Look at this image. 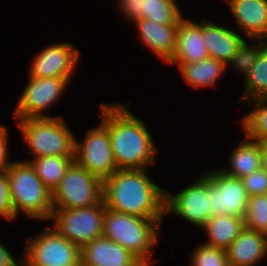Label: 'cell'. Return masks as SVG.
<instances>
[{
  "instance_id": "obj_1",
  "label": "cell",
  "mask_w": 267,
  "mask_h": 266,
  "mask_svg": "<svg viewBox=\"0 0 267 266\" xmlns=\"http://www.w3.org/2000/svg\"><path fill=\"white\" fill-rule=\"evenodd\" d=\"M101 123L107 128L118 169H145L155 164L157 149L145 122L126 105L102 104Z\"/></svg>"
},
{
  "instance_id": "obj_2",
  "label": "cell",
  "mask_w": 267,
  "mask_h": 266,
  "mask_svg": "<svg viewBox=\"0 0 267 266\" xmlns=\"http://www.w3.org/2000/svg\"><path fill=\"white\" fill-rule=\"evenodd\" d=\"M166 190L154 184L146 169H117L103 181L106 208L147 219H163Z\"/></svg>"
},
{
  "instance_id": "obj_3",
  "label": "cell",
  "mask_w": 267,
  "mask_h": 266,
  "mask_svg": "<svg viewBox=\"0 0 267 266\" xmlns=\"http://www.w3.org/2000/svg\"><path fill=\"white\" fill-rule=\"evenodd\" d=\"M163 219H147L136 215L120 213L105 208L103 215V236L115 241L129 250L145 266H152L156 261L149 262L151 248L160 233Z\"/></svg>"
},
{
  "instance_id": "obj_4",
  "label": "cell",
  "mask_w": 267,
  "mask_h": 266,
  "mask_svg": "<svg viewBox=\"0 0 267 266\" xmlns=\"http://www.w3.org/2000/svg\"><path fill=\"white\" fill-rule=\"evenodd\" d=\"M14 210H20L29 218L51 219L52 192L36 175L29 162H11L6 169Z\"/></svg>"
},
{
  "instance_id": "obj_5",
  "label": "cell",
  "mask_w": 267,
  "mask_h": 266,
  "mask_svg": "<svg viewBox=\"0 0 267 266\" xmlns=\"http://www.w3.org/2000/svg\"><path fill=\"white\" fill-rule=\"evenodd\" d=\"M18 121L23 138L36 157H75L76 138L61 117L26 118Z\"/></svg>"
},
{
  "instance_id": "obj_6",
  "label": "cell",
  "mask_w": 267,
  "mask_h": 266,
  "mask_svg": "<svg viewBox=\"0 0 267 266\" xmlns=\"http://www.w3.org/2000/svg\"><path fill=\"white\" fill-rule=\"evenodd\" d=\"M102 200L103 181L75 161L71 163L59 185L52 191L53 210L94 206Z\"/></svg>"
},
{
  "instance_id": "obj_7",
  "label": "cell",
  "mask_w": 267,
  "mask_h": 266,
  "mask_svg": "<svg viewBox=\"0 0 267 266\" xmlns=\"http://www.w3.org/2000/svg\"><path fill=\"white\" fill-rule=\"evenodd\" d=\"M26 241L21 266H81V248L53 228L46 227Z\"/></svg>"
},
{
  "instance_id": "obj_8",
  "label": "cell",
  "mask_w": 267,
  "mask_h": 266,
  "mask_svg": "<svg viewBox=\"0 0 267 266\" xmlns=\"http://www.w3.org/2000/svg\"><path fill=\"white\" fill-rule=\"evenodd\" d=\"M105 203L89 207L53 210V227L60 235L82 248L97 237L103 236V215ZM56 211V212H55Z\"/></svg>"
},
{
  "instance_id": "obj_9",
  "label": "cell",
  "mask_w": 267,
  "mask_h": 266,
  "mask_svg": "<svg viewBox=\"0 0 267 266\" xmlns=\"http://www.w3.org/2000/svg\"><path fill=\"white\" fill-rule=\"evenodd\" d=\"M99 125L87 131L82 143L75 141L74 161L104 181L118 168L115 164L109 132L102 123Z\"/></svg>"
},
{
  "instance_id": "obj_10",
  "label": "cell",
  "mask_w": 267,
  "mask_h": 266,
  "mask_svg": "<svg viewBox=\"0 0 267 266\" xmlns=\"http://www.w3.org/2000/svg\"><path fill=\"white\" fill-rule=\"evenodd\" d=\"M165 212H173L201 228L212 216L209 180L202 175L175 195L166 190Z\"/></svg>"
},
{
  "instance_id": "obj_11",
  "label": "cell",
  "mask_w": 267,
  "mask_h": 266,
  "mask_svg": "<svg viewBox=\"0 0 267 266\" xmlns=\"http://www.w3.org/2000/svg\"><path fill=\"white\" fill-rule=\"evenodd\" d=\"M209 180L211 210L214 215H232L244 218L249 195L241 178L226 175L221 170L205 173Z\"/></svg>"
},
{
  "instance_id": "obj_12",
  "label": "cell",
  "mask_w": 267,
  "mask_h": 266,
  "mask_svg": "<svg viewBox=\"0 0 267 266\" xmlns=\"http://www.w3.org/2000/svg\"><path fill=\"white\" fill-rule=\"evenodd\" d=\"M69 82V78L30 77L29 84L17 103L14 117L19 119L50 118V115H43L41 112L59 99Z\"/></svg>"
},
{
  "instance_id": "obj_13",
  "label": "cell",
  "mask_w": 267,
  "mask_h": 266,
  "mask_svg": "<svg viewBox=\"0 0 267 266\" xmlns=\"http://www.w3.org/2000/svg\"><path fill=\"white\" fill-rule=\"evenodd\" d=\"M80 52L71 43H59L37 53L30 68V77L71 78Z\"/></svg>"
},
{
  "instance_id": "obj_14",
  "label": "cell",
  "mask_w": 267,
  "mask_h": 266,
  "mask_svg": "<svg viewBox=\"0 0 267 266\" xmlns=\"http://www.w3.org/2000/svg\"><path fill=\"white\" fill-rule=\"evenodd\" d=\"M81 266H145L115 241L97 237L81 248Z\"/></svg>"
},
{
  "instance_id": "obj_15",
  "label": "cell",
  "mask_w": 267,
  "mask_h": 266,
  "mask_svg": "<svg viewBox=\"0 0 267 266\" xmlns=\"http://www.w3.org/2000/svg\"><path fill=\"white\" fill-rule=\"evenodd\" d=\"M121 11L133 22L149 19L160 24H179L183 18L174 0H119Z\"/></svg>"
},
{
  "instance_id": "obj_16",
  "label": "cell",
  "mask_w": 267,
  "mask_h": 266,
  "mask_svg": "<svg viewBox=\"0 0 267 266\" xmlns=\"http://www.w3.org/2000/svg\"><path fill=\"white\" fill-rule=\"evenodd\" d=\"M204 44L202 23H193L182 18L178 24L174 54L167 62L179 66L207 59L209 55Z\"/></svg>"
},
{
  "instance_id": "obj_17",
  "label": "cell",
  "mask_w": 267,
  "mask_h": 266,
  "mask_svg": "<svg viewBox=\"0 0 267 266\" xmlns=\"http://www.w3.org/2000/svg\"><path fill=\"white\" fill-rule=\"evenodd\" d=\"M228 6L249 39L267 40V0H231Z\"/></svg>"
},
{
  "instance_id": "obj_18",
  "label": "cell",
  "mask_w": 267,
  "mask_h": 266,
  "mask_svg": "<svg viewBox=\"0 0 267 266\" xmlns=\"http://www.w3.org/2000/svg\"><path fill=\"white\" fill-rule=\"evenodd\" d=\"M226 253L230 266H254L267 254V234L245 227Z\"/></svg>"
},
{
  "instance_id": "obj_19",
  "label": "cell",
  "mask_w": 267,
  "mask_h": 266,
  "mask_svg": "<svg viewBox=\"0 0 267 266\" xmlns=\"http://www.w3.org/2000/svg\"><path fill=\"white\" fill-rule=\"evenodd\" d=\"M202 36L209 58H214L225 65L236 54L245 41L238 33L212 22L202 20Z\"/></svg>"
},
{
  "instance_id": "obj_20",
  "label": "cell",
  "mask_w": 267,
  "mask_h": 266,
  "mask_svg": "<svg viewBox=\"0 0 267 266\" xmlns=\"http://www.w3.org/2000/svg\"><path fill=\"white\" fill-rule=\"evenodd\" d=\"M145 45L167 62L176 48L178 24H160L149 19L134 21Z\"/></svg>"
},
{
  "instance_id": "obj_21",
  "label": "cell",
  "mask_w": 267,
  "mask_h": 266,
  "mask_svg": "<svg viewBox=\"0 0 267 266\" xmlns=\"http://www.w3.org/2000/svg\"><path fill=\"white\" fill-rule=\"evenodd\" d=\"M201 228L209 236V241L204 244L226 250L245 228V223L244 218L232 215H214Z\"/></svg>"
},
{
  "instance_id": "obj_22",
  "label": "cell",
  "mask_w": 267,
  "mask_h": 266,
  "mask_svg": "<svg viewBox=\"0 0 267 266\" xmlns=\"http://www.w3.org/2000/svg\"><path fill=\"white\" fill-rule=\"evenodd\" d=\"M230 157L231 168L221 169L226 175L242 178L261 169V146L259 141H246L232 151Z\"/></svg>"
},
{
  "instance_id": "obj_23",
  "label": "cell",
  "mask_w": 267,
  "mask_h": 266,
  "mask_svg": "<svg viewBox=\"0 0 267 266\" xmlns=\"http://www.w3.org/2000/svg\"><path fill=\"white\" fill-rule=\"evenodd\" d=\"M179 70L185 81L193 87L213 86L226 69V65L214 58L180 64Z\"/></svg>"
},
{
  "instance_id": "obj_24",
  "label": "cell",
  "mask_w": 267,
  "mask_h": 266,
  "mask_svg": "<svg viewBox=\"0 0 267 266\" xmlns=\"http://www.w3.org/2000/svg\"><path fill=\"white\" fill-rule=\"evenodd\" d=\"M74 157L43 156L27 161L34 168L36 175L51 192L59 185Z\"/></svg>"
},
{
  "instance_id": "obj_25",
  "label": "cell",
  "mask_w": 267,
  "mask_h": 266,
  "mask_svg": "<svg viewBox=\"0 0 267 266\" xmlns=\"http://www.w3.org/2000/svg\"><path fill=\"white\" fill-rule=\"evenodd\" d=\"M245 81V92L239 102L246 98L249 100L267 98V44L257 55Z\"/></svg>"
},
{
  "instance_id": "obj_26",
  "label": "cell",
  "mask_w": 267,
  "mask_h": 266,
  "mask_svg": "<svg viewBox=\"0 0 267 266\" xmlns=\"http://www.w3.org/2000/svg\"><path fill=\"white\" fill-rule=\"evenodd\" d=\"M254 110L242 119L246 139L267 141V98L252 100Z\"/></svg>"
},
{
  "instance_id": "obj_27",
  "label": "cell",
  "mask_w": 267,
  "mask_h": 266,
  "mask_svg": "<svg viewBox=\"0 0 267 266\" xmlns=\"http://www.w3.org/2000/svg\"><path fill=\"white\" fill-rule=\"evenodd\" d=\"M244 223L247 229L267 234V194L249 197Z\"/></svg>"
},
{
  "instance_id": "obj_28",
  "label": "cell",
  "mask_w": 267,
  "mask_h": 266,
  "mask_svg": "<svg viewBox=\"0 0 267 266\" xmlns=\"http://www.w3.org/2000/svg\"><path fill=\"white\" fill-rule=\"evenodd\" d=\"M191 262L192 266H230L226 250L206 244L194 250Z\"/></svg>"
},
{
  "instance_id": "obj_29",
  "label": "cell",
  "mask_w": 267,
  "mask_h": 266,
  "mask_svg": "<svg viewBox=\"0 0 267 266\" xmlns=\"http://www.w3.org/2000/svg\"><path fill=\"white\" fill-rule=\"evenodd\" d=\"M255 46L247 45V42L244 41L242 45L237 50L236 54L229 61L234 65L238 71H241L245 78L251 70L252 66L255 63L257 55L261 51V49L267 44V41L262 39H257Z\"/></svg>"
},
{
  "instance_id": "obj_30",
  "label": "cell",
  "mask_w": 267,
  "mask_h": 266,
  "mask_svg": "<svg viewBox=\"0 0 267 266\" xmlns=\"http://www.w3.org/2000/svg\"><path fill=\"white\" fill-rule=\"evenodd\" d=\"M1 216L9 220H13L17 217L11 198L10 184L6 169L0 170V217Z\"/></svg>"
},
{
  "instance_id": "obj_31",
  "label": "cell",
  "mask_w": 267,
  "mask_h": 266,
  "mask_svg": "<svg viewBox=\"0 0 267 266\" xmlns=\"http://www.w3.org/2000/svg\"><path fill=\"white\" fill-rule=\"evenodd\" d=\"M249 197L267 194V173L261 168L241 178Z\"/></svg>"
},
{
  "instance_id": "obj_32",
  "label": "cell",
  "mask_w": 267,
  "mask_h": 266,
  "mask_svg": "<svg viewBox=\"0 0 267 266\" xmlns=\"http://www.w3.org/2000/svg\"><path fill=\"white\" fill-rule=\"evenodd\" d=\"M7 129L5 128V126L3 127L2 125H0V170H5L7 169L10 165L11 162L8 163L7 159V153H8V149H7V145H8V139H7Z\"/></svg>"
},
{
  "instance_id": "obj_33",
  "label": "cell",
  "mask_w": 267,
  "mask_h": 266,
  "mask_svg": "<svg viewBox=\"0 0 267 266\" xmlns=\"http://www.w3.org/2000/svg\"><path fill=\"white\" fill-rule=\"evenodd\" d=\"M9 250L0 243V266H18Z\"/></svg>"
},
{
  "instance_id": "obj_34",
  "label": "cell",
  "mask_w": 267,
  "mask_h": 266,
  "mask_svg": "<svg viewBox=\"0 0 267 266\" xmlns=\"http://www.w3.org/2000/svg\"><path fill=\"white\" fill-rule=\"evenodd\" d=\"M261 146V168L267 173V141H259Z\"/></svg>"
}]
</instances>
